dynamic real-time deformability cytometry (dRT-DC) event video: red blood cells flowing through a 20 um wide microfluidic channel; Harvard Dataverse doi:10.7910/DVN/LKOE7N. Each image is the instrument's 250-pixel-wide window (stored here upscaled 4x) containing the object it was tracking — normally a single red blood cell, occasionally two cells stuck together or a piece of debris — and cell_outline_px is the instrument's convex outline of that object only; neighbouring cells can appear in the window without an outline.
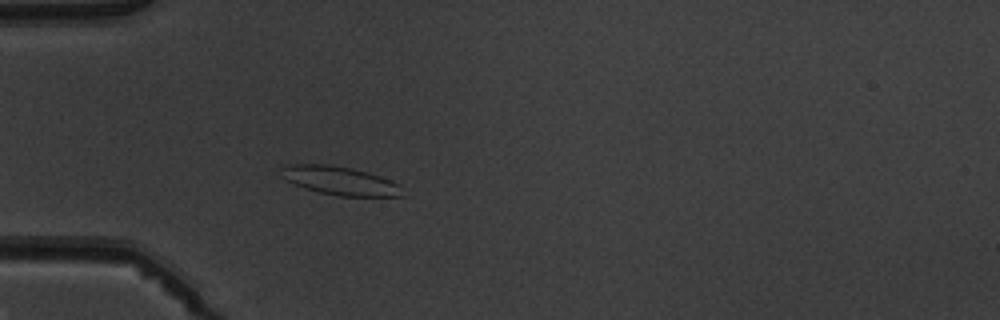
{"species": "common noctule bat (a hibernating species)", "species_latin": "Nyctalus noctula", "temperature_condition": "warm", "stored_images_in_passage": 4, "camera_frame_rate_fps": 3000, "um_per_image_px": 0.085, "animal": {"sex": "male", "body_mass_g": 19.5, "forearm_length_mm": 54.6}, "frame": {"image": 1, "passage_image": 4, "time_ms": 3.667, "image_size_px": [1000, 320], "cell_outline_px": [[404, 196], [340, 196], [320, 192], [296, 184], [280, 176], [284, 164], [328, 164], [352, 168], [368, 172], [392, 180], [400, 184]], "centroid_in_image_um": [28.94, 15.35], "position_along_channel_um": 56.1, "area_um2": 20.06}}